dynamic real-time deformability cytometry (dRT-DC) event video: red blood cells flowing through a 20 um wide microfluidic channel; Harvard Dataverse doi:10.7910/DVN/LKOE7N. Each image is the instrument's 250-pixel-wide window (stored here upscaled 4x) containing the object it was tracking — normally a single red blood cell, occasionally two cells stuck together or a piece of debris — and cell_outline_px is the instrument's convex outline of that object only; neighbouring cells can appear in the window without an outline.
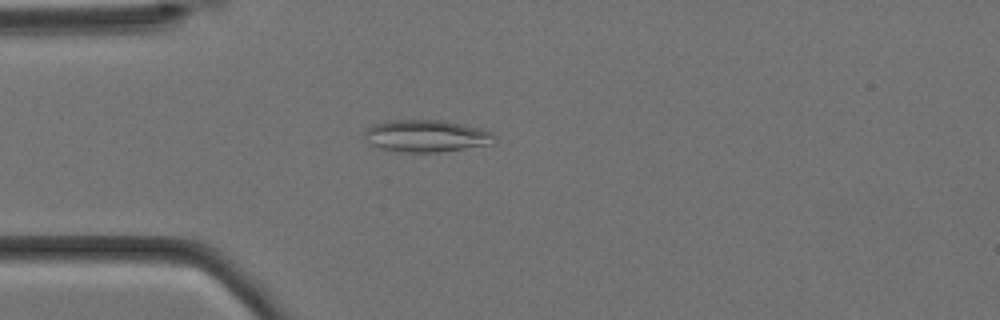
{"species": "Egyptian fruit bat (a non-hibernating species)", "species_latin": "Rousettus aegyptiacus", "temperature_condition": "cold", "stored_images_in_passage": 5, "camera_frame_rate_fps": 3000, "um_per_image_px": 0.085, "animal": {"sex": "female"}, "frame": {"image": 1, "passage_image": 5, "time_ms": 1.333, "image_size_px": [1000, 320], "cell_outline_px": [[496, 144], [440, 152], [400, 152], [380, 148], [368, 144], [364, 136], [364, 132], [372, 124], [388, 120], [440, 120], [464, 124], [484, 128], [492, 132], [496, 136]], "centroid_in_image_um": [36.28, 11.56], "position_along_channel_um": 48.7, "area_um2": 24.85}}